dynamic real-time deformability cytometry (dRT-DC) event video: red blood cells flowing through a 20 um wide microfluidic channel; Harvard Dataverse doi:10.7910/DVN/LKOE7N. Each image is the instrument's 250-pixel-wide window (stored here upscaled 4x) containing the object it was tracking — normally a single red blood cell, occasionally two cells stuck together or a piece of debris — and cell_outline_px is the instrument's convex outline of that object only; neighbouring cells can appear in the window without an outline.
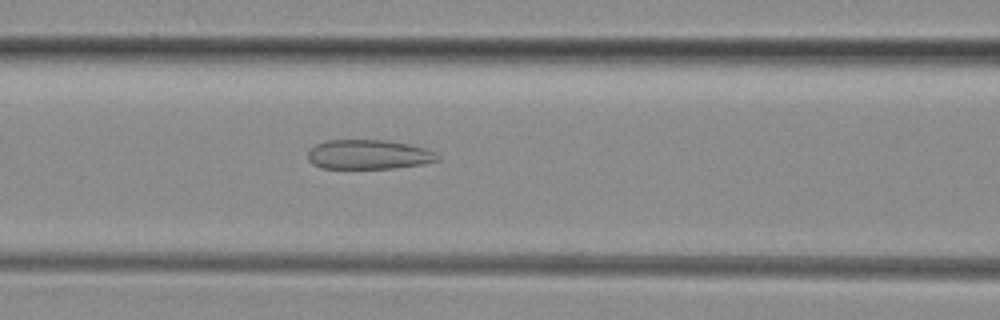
{"species": "common noctule bat (a hibernating species)", "species_latin": "Nyctalus noctula", "temperature_condition": "room temperature", "stored_images_in_passage": 42, "camera_frame_rate_fps": 3000, "um_per_image_px": 0.085, "animal": {"sex": "female", "body_mass_g": 29.2, "forearm_length_mm": 56.3}, "frame": {"image": 1, "passage_image": 13, "time_ms": 4.0, "image_size_px": [1000, 320], "cell_outline_px": [[440, 160], [424, 164], [396, 168], [320, 168], [312, 164], [308, 160], [308, 148], [316, 144], [328, 140], [384, 140], [408, 144], [424, 148], [440, 156]], "centroid_in_image_um": [31.3, 13.14], "position_along_channel_um": 135.3, "area_um2": 22.37}}
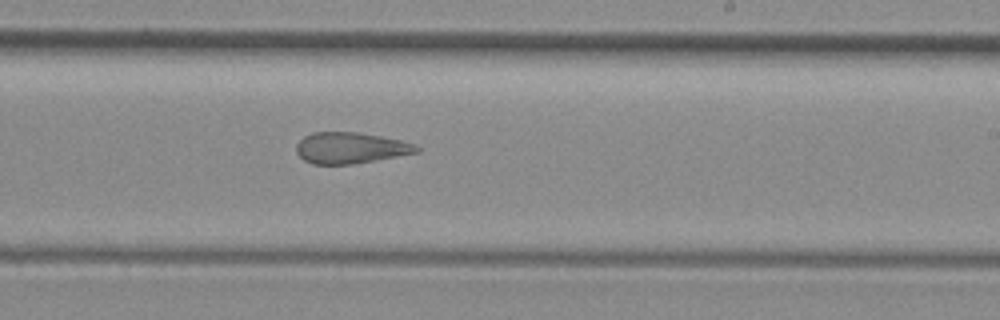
{"frame": {"image": 2, "passage_image": 22, "time_ms": 7.0, "image_size_px": [1000, 320], "cell_outline_px": [[420, 152], [352, 164], [312, 164], [304, 160], [296, 152], [296, 144], [304, 136], [312, 132], [356, 132], [380, 136], [400, 140], [416, 144], [420, 148]], "centroid_in_image_um": [29.78, 12.57], "position_along_channel_um": 259.2, "area_um2": 21.79}}
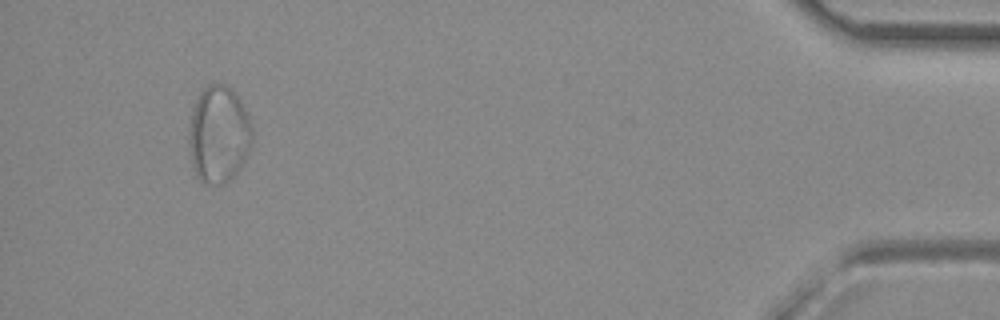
{"frame": {"image": 3, "passage_image": 39, "time_ms": 12.667, "image_size_px": [1000, 320], "cell_outline_px": [[252, 144], [240, 168], [232, 180], [224, 184], [204, 184], [196, 176], [192, 164], [188, 144], [188, 132], [192, 112], [196, 100], [200, 92], [208, 84], [224, 84], [232, 88], [236, 92], [248, 116], [252, 128]], "centroid_in_image_um": [18.58, 11.45], "position_along_channel_um": 416.6, "area_um2": 36.18}, "authors_computed_cell_mechanics": {"area_um2": 27.2816, "velocity_mm_per_s": 4.1466, "shape_relaxation_time_tau1_ms": null, "shape_relaxation_time_tau2_ms": 2.1148, "deformation_change_tau1": null, "deformation_change_tau2": 0.1089}}